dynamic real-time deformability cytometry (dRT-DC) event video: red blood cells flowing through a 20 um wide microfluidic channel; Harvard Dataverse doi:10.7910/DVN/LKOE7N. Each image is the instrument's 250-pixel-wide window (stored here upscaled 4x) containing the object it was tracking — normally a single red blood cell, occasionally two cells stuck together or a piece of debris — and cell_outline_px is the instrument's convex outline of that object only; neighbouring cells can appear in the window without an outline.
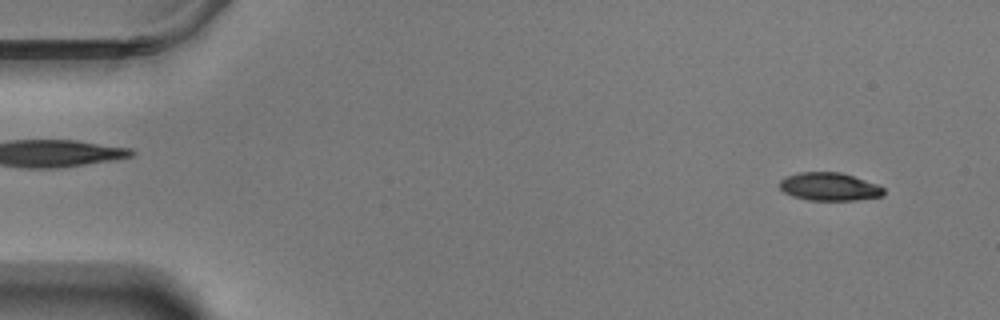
{"species": "Egyptian fruit bat (a non-hibernating species)", "species_latin": "Rousettus aegyptiacus", "temperature_condition": "warm", "stored_images_in_passage": 17, "camera_frame_rate_fps": 3000, "um_per_image_px": 0.085, "animal": {"sex": "male"}, "frame": {"image": 1, "passage_image": 4, "time_ms": 1.0, "image_size_px": [1000, 320], "cell_outline_px": [[884, 196], [856, 200], [808, 200], [792, 196], [784, 192], [780, 188], [780, 180], [796, 172], [840, 172], [876, 184], [884, 188]], "centroid_in_image_um": [70.49, 15.87], "position_along_channel_um": 14.5, "area_um2": 16.94}}
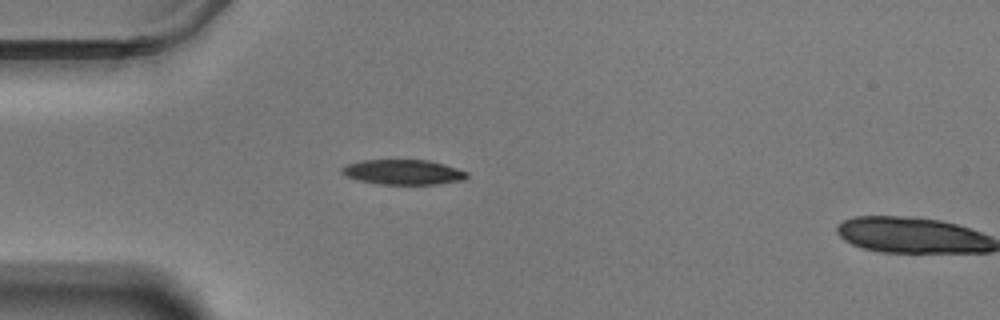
{"frame": {"image": 2, "passage_image": 16, "time_ms": 5.0, "image_size_px": [1000, 320], "cell_outline_px": [[468, 176], [464, 180], [440, 184], [380, 184], [356, 180], [344, 176], [340, 172], [340, 168], [344, 164], [360, 160], [428, 160], [444, 164], [468, 172]], "centroid_in_image_um": [34.21, 14.63], "position_along_channel_um": 50.8, "area_um2": 18.5}}